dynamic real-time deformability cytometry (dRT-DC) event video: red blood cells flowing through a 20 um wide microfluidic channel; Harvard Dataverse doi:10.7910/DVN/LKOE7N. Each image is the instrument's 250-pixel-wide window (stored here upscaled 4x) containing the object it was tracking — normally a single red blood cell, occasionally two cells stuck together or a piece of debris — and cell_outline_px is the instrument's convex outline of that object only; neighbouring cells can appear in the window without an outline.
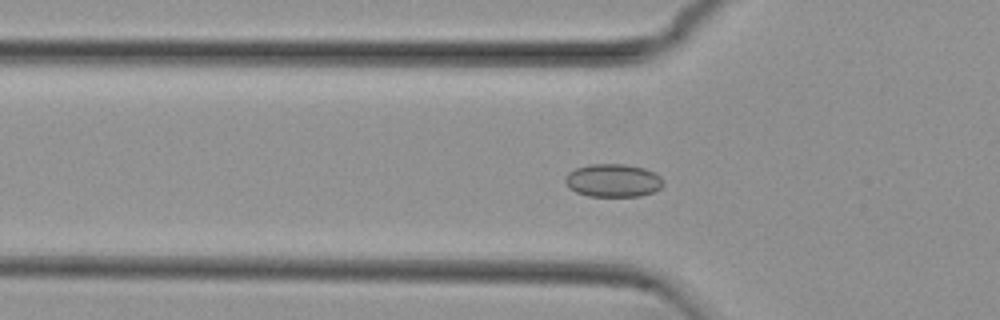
{"species": "common noctule bat (a hibernating species)", "species_latin": "Nyctalus noctula", "temperature_condition": "cold", "stored_images_in_passage": 56, "camera_frame_rate_fps": 3000, "um_per_image_px": 0.085, "animal": {"sex": "female", "body_mass_g": 29.2, "forearm_length_mm": 56.3}, "frame": {"image": 1, "passage_image": 18, "time_ms": 5.667, "image_size_px": [1000, 320], "cell_outline_px": [[664, 184], [656, 192], [640, 196], [588, 196], [576, 192], [564, 180], [568, 172], [576, 168], [588, 164], [624, 164], [644, 168], [660, 176], [664, 180]], "centroid_in_image_um": [52.14, 15.34], "position_along_channel_um": 73.7, "area_um2": 18.9}}
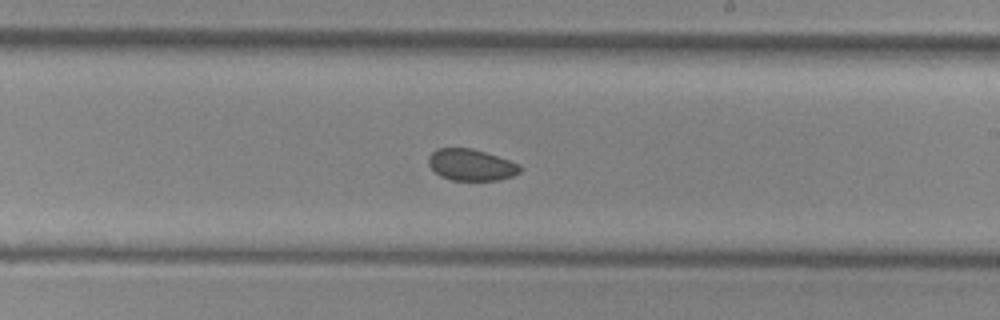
{"frame": {"image": 2, "passage_image": 32, "time_ms": 10.333, "image_size_px": [1000, 320], "cell_outline_px": [[520, 172], [512, 176], [500, 180], [452, 180], [440, 176], [428, 164], [428, 156], [436, 148], [472, 148], [520, 164]], "centroid_in_image_um": [40.02, 14.01], "position_along_channel_um": 249.0, "area_um2": 16.7}}
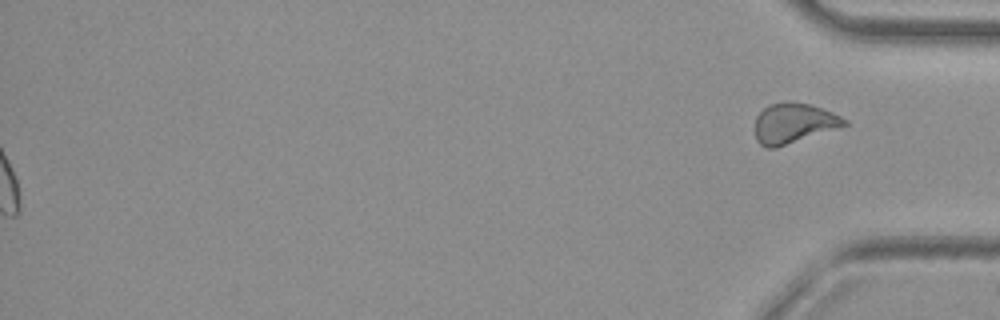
{"frame": {"image": 3, "passage_image": 56, "time_ms": 18.333, "image_size_px": [1000, 320], "cell_outline_px": [[848, 124], [776, 148], [768, 148], [760, 144], [756, 140], [756, 116], [768, 104], [788, 100], [812, 104], [832, 112], [848, 120]], "centroid_in_image_um": [67.44, 10.44], "position_along_channel_um": 367.8, "area_um2": 20.87}, "authors_computed_cell_mechanics": {"area_um2": 18.1781, "velocity_mm_per_s": 3.7506, "shape_relaxation_time_tau1_ms": null, "shape_relaxation_time_tau2_ms": 7.0283, "deformation_change_tau1": null, "deformation_change_tau2": 0.0685}}